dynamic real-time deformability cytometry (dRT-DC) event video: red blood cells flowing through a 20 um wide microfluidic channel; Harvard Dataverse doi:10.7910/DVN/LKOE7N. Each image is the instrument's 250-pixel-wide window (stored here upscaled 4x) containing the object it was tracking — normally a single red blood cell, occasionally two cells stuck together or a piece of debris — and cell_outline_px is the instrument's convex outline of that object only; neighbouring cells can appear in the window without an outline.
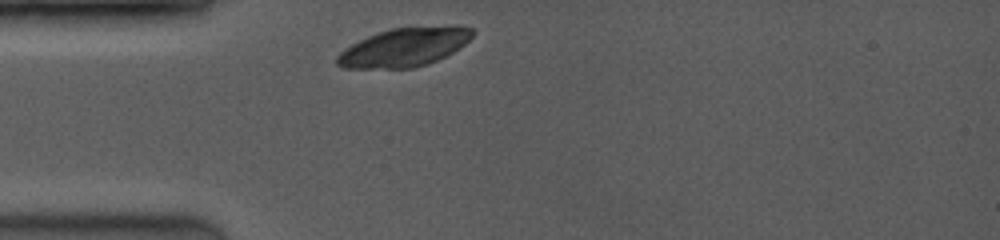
{"species": "common noctule bat (a hibernating species)", "species_latin": "Nyctalus noctula", "temperature_condition": "room temperature", "stored_images_in_passage": 23, "camera_frame_rate_fps": 3500, "um_per_image_px": 0.085, "animal": {"sex": "female", "body_mass_g": 19.0, "forearm_length_mm": 53.3}, "frame": {"image": 1, "passage_image": 1, "time_ms": 0.0, "image_size_px": [1000, 240], "cell_outline_px": [[476, 32], [464, 44], [452, 52], [428, 64], [412, 68], [344, 68], [336, 64], [336, 56], [344, 48], [368, 36], [392, 28], [452, 24], [456, 24], [472, 28]], "centroid_in_image_um": [34.39, 3.99], "position_along_channel_um": 50.6, "area_um2": 30.69}}
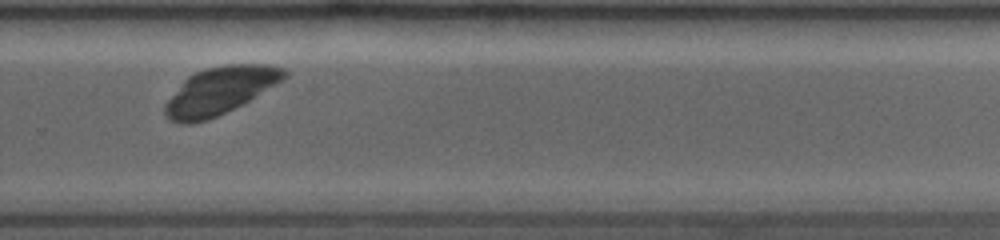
{"frame": {"image": 2, "passage_image": 17, "time_ms": 6.857, "image_size_px": [1000, 240], "cell_outline_px": [[288, 76], [248, 100], [208, 120], [192, 124], [180, 124], [168, 120], [164, 112], [164, 104], [184, 80], [188, 76], [196, 72], [208, 68], [224, 64], [272, 64], [284, 68], [288, 72]], "centroid_in_image_um": [18.66, 7.71], "position_along_channel_um": 311.1, "area_um2": 32.54}}
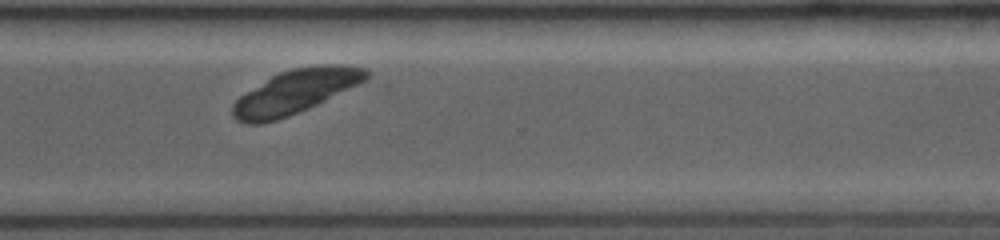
{"frame": {"image": 3, "passage_image": 19, "time_ms": 7.714, "image_size_px": [1000, 240], "cell_outline_px": [[372, 76], [308, 108], [288, 116], [276, 120], [260, 124], [248, 124], [236, 120], [232, 116], [232, 104], [240, 96], [272, 76], [280, 72], [292, 68], [316, 64], [344, 64], [368, 68], [372, 72]], "centroid_in_image_um": [25.12, 7.77], "position_along_channel_um": 345.5, "area_um2": 33.93}}